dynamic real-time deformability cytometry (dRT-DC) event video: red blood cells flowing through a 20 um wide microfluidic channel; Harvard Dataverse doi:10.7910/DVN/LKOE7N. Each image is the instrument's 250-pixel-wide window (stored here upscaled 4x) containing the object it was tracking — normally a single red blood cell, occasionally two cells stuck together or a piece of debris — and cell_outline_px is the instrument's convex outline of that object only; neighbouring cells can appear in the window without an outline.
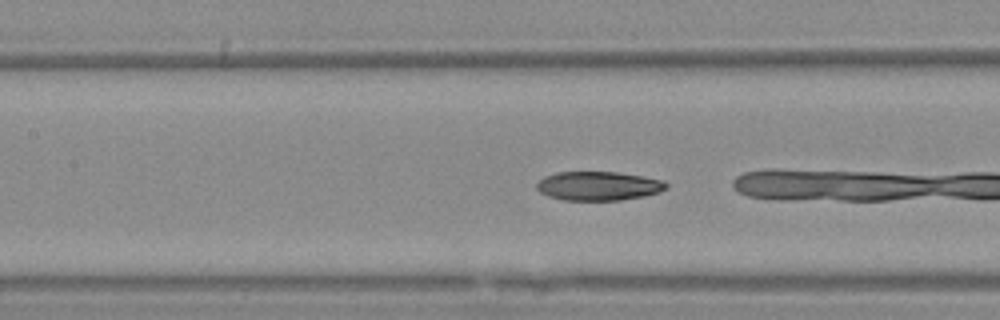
{"species": "Egyptian fruit bat (a non-hibernating species)", "species_latin": "Rousettus aegyptiacus", "temperature_condition": "warm", "stored_images_in_passage": 15, "camera_frame_rate_fps": 3000, "um_per_image_px": 0.085, "animal": {"sex": "female"}, "frame": {"image": 1, "passage_image": 13, "time_ms": 4.0, "image_size_px": [1000, 320], "cell_outline_px": [[668, 188], [660, 192], [644, 196], [620, 200], [564, 200], [548, 196], [540, 192], [536, 188], [536, 184], [544, 176], [556, 172], [616, 172], [664, 180], [668, 184]], "centroid_in_image_um": [50.87, 15.8], "position_along_channel_um": 156.5, "area_um2": 21.91}}